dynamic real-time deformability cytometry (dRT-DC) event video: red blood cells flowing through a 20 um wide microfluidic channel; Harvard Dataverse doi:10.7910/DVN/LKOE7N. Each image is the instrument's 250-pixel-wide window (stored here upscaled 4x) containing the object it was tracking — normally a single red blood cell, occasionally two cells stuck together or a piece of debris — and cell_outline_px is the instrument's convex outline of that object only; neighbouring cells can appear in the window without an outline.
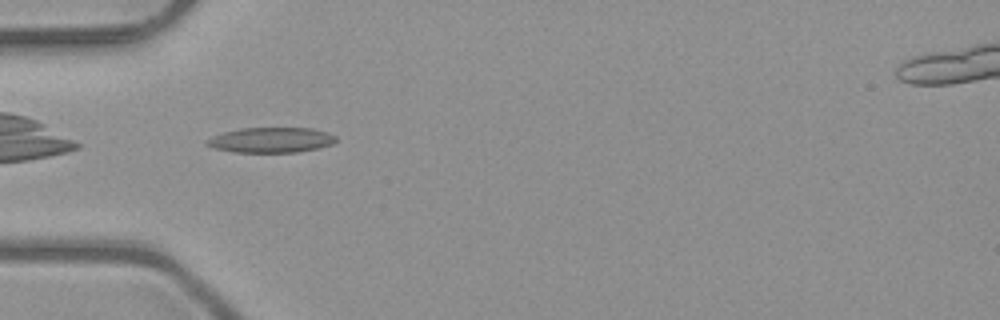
{"species": "common noctule bat (a hibernating species)", "species_latin": "Nyctalus noctula", "temperature_condition": "room temperature", "stored_images_in_passage": 8, "camera_frame_rate_fps": 3000, "um_per_image_px": 0.085, "animal": {"sex": "male", "body_mass_g": 23.1, "forearm_length_mm": 52.7}, "frame": {"image": 1, "passage_image": 6, "time_ms": 1.667, "image_size_px": [1000, 320], "cell_outline_px": [[336, 140], [332, 144], [316, 148], [296, 152], [232, 152], [216, 148], [204, 144], [208, 140], [224, 132], [244, 128], [312, 128], [328, 132], [336, 136]], "centroid_in_image_um": [23.08, 11.9], "position_along_channel_um": 61.9, "area_um2": 18.67}}
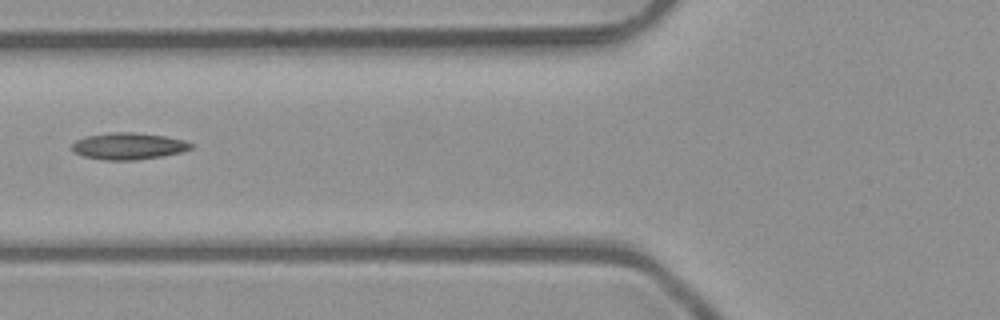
{"frame": {"image": 2, "passage_image": 7, "time_ms": 2.0, "image_size_px": [1000, 320], "cell_outline_px": [[192, 148], [180, 152], [160, 156], [136, 160], [104, 160], [84, 156], [72, 152], [72, 144], [76, 140], [84, 136], [112, 132], [132, 132], [164, 136], [184, 140], [192, 144]], "centroid_in_image_um": [10.87, 12.41], "position_along_channel_um": 114.9, "area_um2": 18.44}}
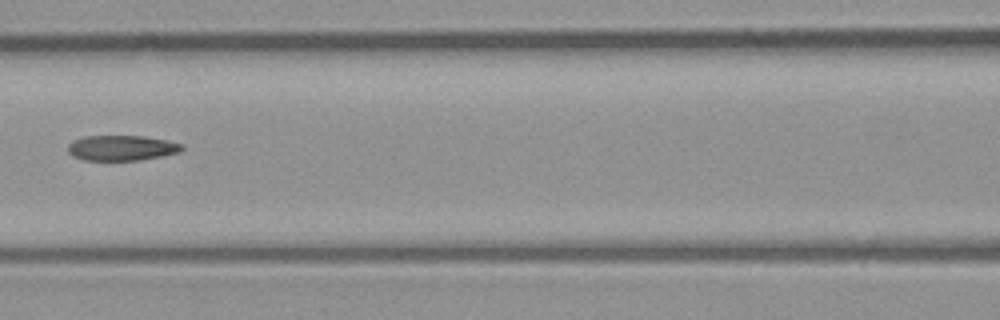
{"frame": {"image": 3, "passage_image": 8, "time_ms": 2.333, "image_size_px": [1000, 320], "cell_outline_px": [[184, 148], [180, 152], [140, 160], [84, 160], [72, 156], [68, 152], [68, 144], [72, 140], [84, 136], [144, 136], [184, 144]], "centroid_in_image_um": [10.32, 12.57], "position_along_channel_um": 156.3, "area_um2": 16.82}}